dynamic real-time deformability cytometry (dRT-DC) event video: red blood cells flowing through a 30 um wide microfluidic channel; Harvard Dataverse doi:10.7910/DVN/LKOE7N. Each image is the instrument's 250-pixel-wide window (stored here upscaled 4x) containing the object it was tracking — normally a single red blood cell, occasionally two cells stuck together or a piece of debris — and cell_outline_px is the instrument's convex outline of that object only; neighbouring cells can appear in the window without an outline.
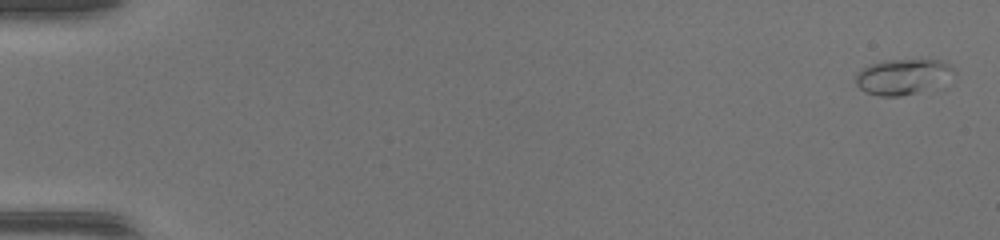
{"species": "common noctule bat (a hibernating species)", "species_latin": "Nyctalus noctula", "temperature_condition": "warm", "stored_images_in_passage": 49, "camera_frame_rate_fps": 3000, "um_per_image_px": 0.085, "animal": {"sex": "female", "body_mass_g": 17.0, "forearm_length_mm": 48.0}, "frame": {"image": 1, "passage_image": 1, "time_ms": 0.0, "image_size_px": [1000, 240], "cell_outline_px": [[956, 76], [944, 88], [936, 92], [900, 96], [880, 96], [864, 92], [856, 84], [856, 72], [872, 64], [884, 60], [940, 60], [948, 64], [956, 72]], "centroid_in_image_um": [76.91, 6.58], "position_along_channel_um": 8.1, "area_um2": 21.56}}
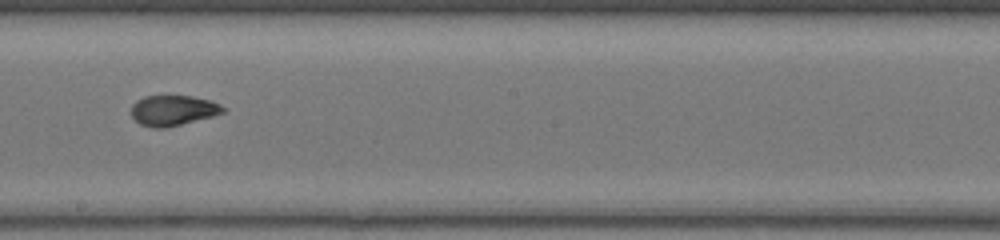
{"frame": {"image": 2, "passage_image": 29, "time_ms": 9.333, "image_size_px": [1000, 240], "cell_outline_px": [[224, 112], [212, 116], [164, 128], [152, 128], [140, 124], [132, 116], [132, 104], [136, 100], [144, 96], [192, 96], [208, 100], [220, 104], [224, 108]], "centroid_in_image_um": [14.67, 9.38], "position_along_channel_um": 233.5, "area_um2": 16.01}}
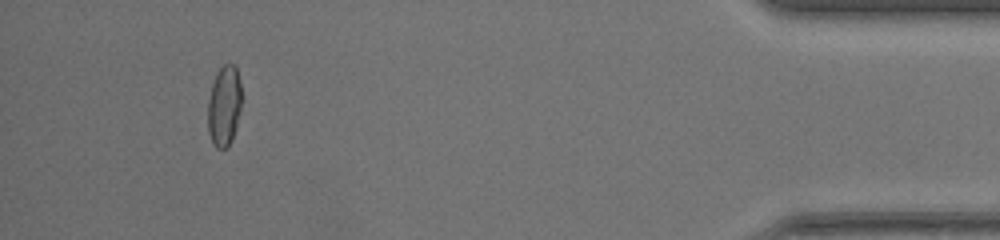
{"frame": {"image": 3, "passage_image": 46, "time_ms": 15.0, "image_size_px": [1000, 240], "cell_outline_px": [[244, 96], [236, 128], [232, 140], [224, 148], [216, 148], [212, 144], [208, 132], [208, 100], [212, 84], [216, 72], [224, 64], [232, 64], [236, 68], [240, 80]], "centroid_in_image_um": [19.08, 8.99], "position_along_channel_um": 416.1, "area_um2": 16.3}, "authors_computed_cell_mechanics": {"area_um2": 16.473, "velocity_mm_per_s": 4.3242, "shape_relaxation_time_tau1_ms": null, "shape_relaxation_time_tau2_ms": 1.3172, "deformation_change_tau1": null, "deformation_change_tau2": 0.0662}}